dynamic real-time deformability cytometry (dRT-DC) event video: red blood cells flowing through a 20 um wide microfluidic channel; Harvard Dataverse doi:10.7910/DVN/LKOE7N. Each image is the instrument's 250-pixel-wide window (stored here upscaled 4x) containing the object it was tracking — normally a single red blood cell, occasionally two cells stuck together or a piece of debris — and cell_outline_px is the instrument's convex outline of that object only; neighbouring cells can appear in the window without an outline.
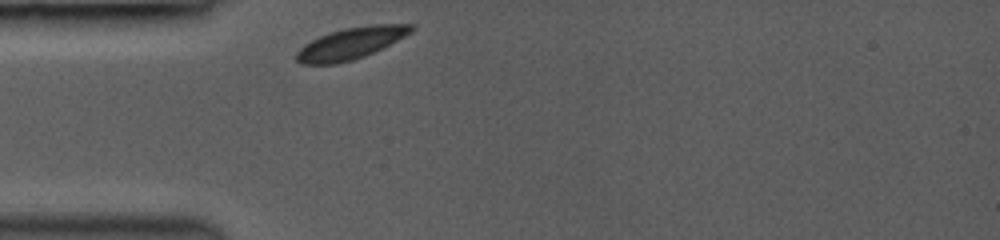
{"species": "common noctule bat (a hibernating species)", "species_latin": "Nyctalus noctula", "temperature_condition": "room temperature", "stored_images_in_passage": 1, "camera_frame_rate_fps": 3000, "um_per_image_px": 0.085, "animal": {"sex": "female", "body_mass_g": 19.0, "forearm_length_mm": 53.3}, "frame": {"image": 1, "passage_image": 1, "time_ms": 0.0, "image_size_px": [1000, 240], "cell_outline_px": [[416, 28], [412, 32], [364, 56], [352, 60], [336, 64], [300, 64], [296, 60], [296, 52], [304, 44], [320, 36], [344, 28], [376, 24], [416, 24]], "centroid_in_image_um": [29.81, 3.68], "position_along_channel_um": 55.2, "area_um2": 20.87}}